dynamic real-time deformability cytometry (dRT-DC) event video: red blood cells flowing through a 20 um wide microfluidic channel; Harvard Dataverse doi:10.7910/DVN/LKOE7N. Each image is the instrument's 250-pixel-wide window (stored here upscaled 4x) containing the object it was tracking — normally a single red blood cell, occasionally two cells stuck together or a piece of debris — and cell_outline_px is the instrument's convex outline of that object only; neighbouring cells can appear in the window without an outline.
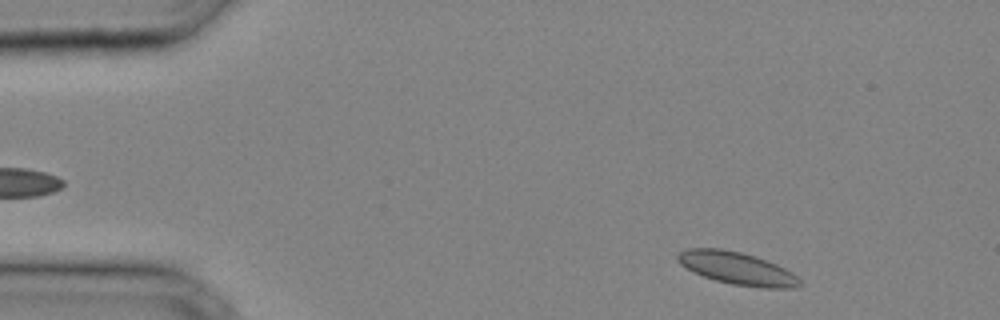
{"species": "common noctule bat (a hibernating species)", "species_latin": "Nyctalus noctula", "temperature_condition": "cold", "stored_images_in_passage": 32, "camera_frame_rate_fps": 3000, "um_per_image_px": 0.085, "animal": {"sex": "male", "body_mass_g": 20.4}, "frame": {"image": 1, "passage_image": 2, "time_ms": 0.333, "image_size_px": [1000, 320], "cell_outline_px": [[800, 284], [792, 288], [760, 288], [732, 284], [716, 280], [692, 272], [680, 264], [676, 260], [676, 256], [680, 252], [688, 248], [720, 248], [740, 252], [756, 256], [776, 264], [792, 272], [800, 280]], "centroid_in_image_um": [62.62, 22.8], "position_along_channel_um": 22.4, "area_um2": 23.12}}
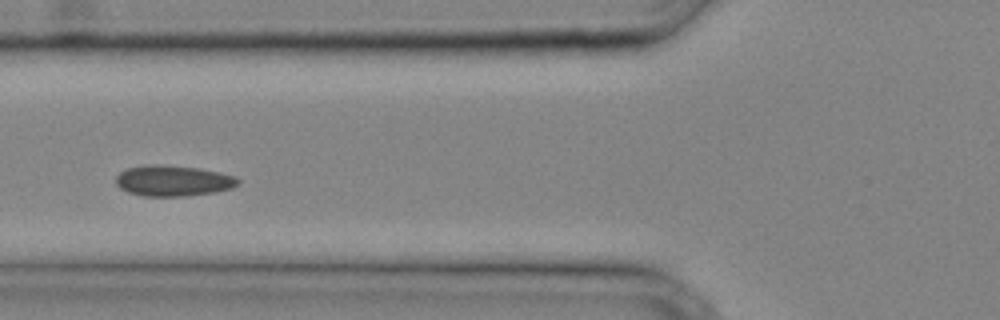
{"frame": {"image": 2, "passage_image": 11, "time_ms": 3.333, "image_size_px": [1000, 320], "cell_outline_px": [[240, 184], [232, 188], [212, 192], [188, 196], [144, 196], [128, 192], [120, 188], [116, 184], [116, 176], [120, 172], [128, 168], [144, 164], [156, 164], [200, 168], [220, 172], [236, 176], [240, 180]], "centroid_in_image_um": [14.73, 15.35], "position_along_channel_um": 111.1, "area_um2": 22.08}}
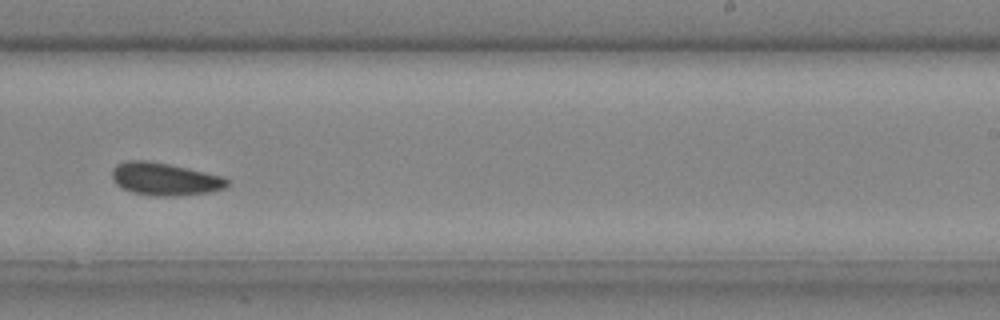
{"frame": {"image": 3, "passage_image": 20, "time_ms": 6.333, "image_size_px": [1000, 320], "cell_outline_px": [[228, 184], [224, 188], [208, 192], [172, 196], [156, 196], [132, 192], [116, 184], [112, 180], [112, 168], [116, 164], [128, 160], [148, 160], [188, 168], [220, 176], [228, 180]], "centroid_in_image_um": [13.95, 15.21], "position_along_channel_um": 275.1, "area_um2": 21.68}}